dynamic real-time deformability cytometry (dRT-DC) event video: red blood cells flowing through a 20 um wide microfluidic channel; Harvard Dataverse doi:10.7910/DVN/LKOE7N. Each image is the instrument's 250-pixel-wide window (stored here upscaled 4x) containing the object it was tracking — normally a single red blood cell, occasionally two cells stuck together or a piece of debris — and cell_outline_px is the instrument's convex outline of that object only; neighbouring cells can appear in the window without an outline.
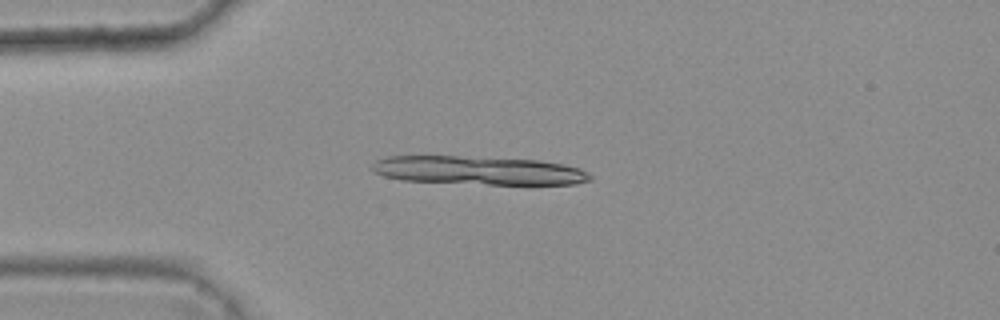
{"species": "common noctule bat (a hibernating species)", "species_latin": "Nyctalus noctula", "temperature_condition": "warm", "stored_images_in_passage": 4, "camera_frame_rate_fps": 3000, "um_per_image_px": 0.085, "animal": {"sex": "female", "body_mass_g": 25.1}, "frame": {"image": 1, "passage_image": 4, "time_ms": 1.0, "image_size_px": [1000, 320], "cell_outline_px": [[592, 180], [576, 184], [488, 184], [400, 180], [384, 176], [372, 172], [372, 164], [376, 160], [388, 156], [456, 156], [540, 160], [580, 168], [588, 172], [592, 176]], "centroid_in_image_um": [40.66, 14.49], "position_along_channel_um": 44.3, "area_um2": 36.24}}